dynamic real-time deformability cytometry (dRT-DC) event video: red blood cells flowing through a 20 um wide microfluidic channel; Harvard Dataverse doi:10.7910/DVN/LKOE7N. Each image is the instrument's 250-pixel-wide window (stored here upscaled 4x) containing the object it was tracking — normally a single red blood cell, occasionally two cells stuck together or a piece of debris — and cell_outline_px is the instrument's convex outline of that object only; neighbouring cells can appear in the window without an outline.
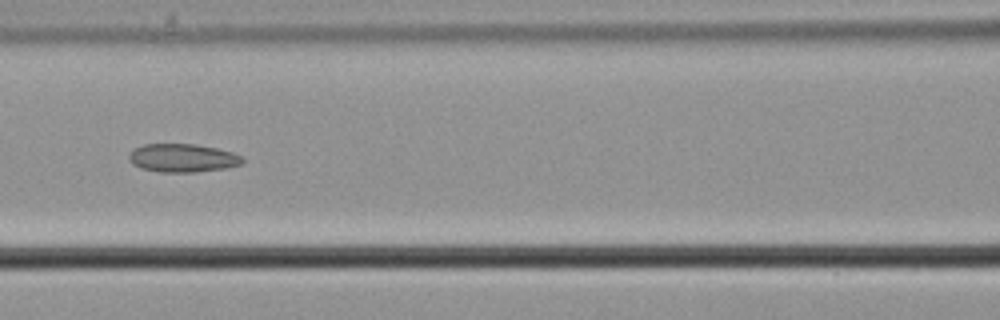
{"species": "common noctule bat (a hibernating species)", "species_latin": "Nyctalus noctula", "temperature_condition": "cold", "stored_images_in_passage": 8, "camera_frame_rate_fps": 3000, "um_per_image_px": 0.085, "animal": {"sex": "male", "body_mass_g": 21.5, "forearm_length_mm": 52.0}, "frame": {"image": 1, "passage_image": 7, "time_ms": 2.0, "image_size_px": [1000, 320], "cell_outline_px": [[244, 160], [240, 164], [228, 168], [196, 172], [160, 172], [140, 168], [132, 164], [128, 160], [128, 156], [136, 148], [144, 144], [196, 144], [216, 148], [232, 152], [240, 156]], "centroid_in_image_um": [15.51, 13.43], "position_along_channel_um": 151.1, "area_um2": 18.73}}
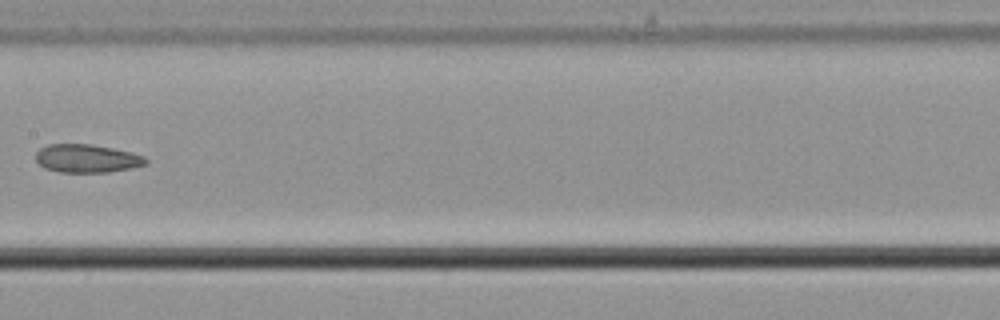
{"frame": {"image": 2, "passage_image": 8, "time_ms": 2.333, "image_size_px": [1000, 320], "cell_outline_px": [[148, 164], [132, 168], [108, 172], [60, 172], [44, 168], [36, 160], [36, 152], [40, 148], [48, 144], [92, 144], [132, 152], [144, 156], [148, 160]], "centroid_in_image_um": [7.41, 13.47], "position_along_channel_um": 200.0, "area_um2": 18.21}}